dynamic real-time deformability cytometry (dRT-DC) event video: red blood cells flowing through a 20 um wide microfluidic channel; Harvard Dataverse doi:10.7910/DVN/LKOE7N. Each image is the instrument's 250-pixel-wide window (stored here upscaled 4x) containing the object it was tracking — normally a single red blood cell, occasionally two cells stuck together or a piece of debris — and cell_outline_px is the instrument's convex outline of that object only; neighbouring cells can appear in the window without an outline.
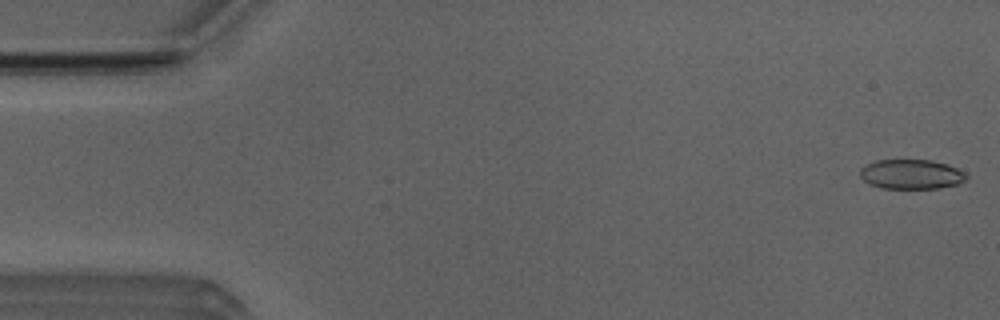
{"species": "Egyptian fruit bat (a non-hibernating species)", "species_latin": "Rousettus aegyptiacus", "temperature_condition": "room temperature", "stored_images_in_passage": 51, "camera_frame_rate_fps": 3000, "um_per_image_px": 0.085, "animal": {"sex": "male"}, "frame": {"image": 1, "passage_image": 1, "time_ms": 0.0, "image_size_px": [1000, 320], "cell_outline_px": [[968, 176], [964, 180], [956, 184], [940, 188], [880, 188], [868, 184], [860, 176], [860, 168], [876, 160], [932, 160], [948, 164], [964, 172]], "centroid_in_image_um": [77.44, 14.81], "position_along_channel_um": 7.6, "area_um2": 18.32}}
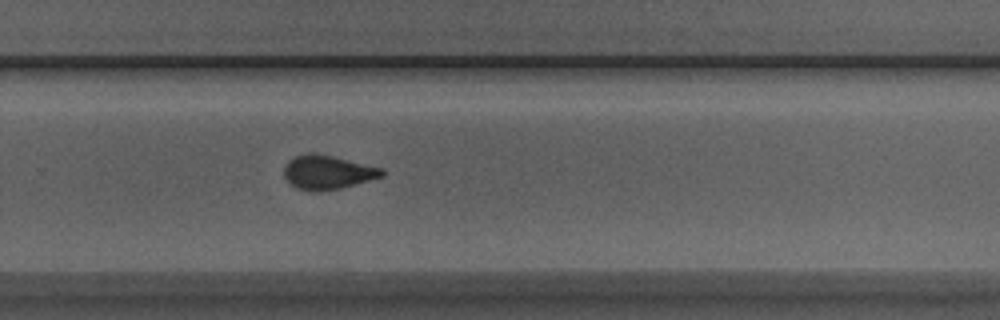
{"frame": {"image": 2, "passage_image": 33, "time_ms": 10.667, "image_size_px": [1000, 320], "cell_outline_px": [[384, 176], [340, 188], [320, 192], [312, 192], [296, 188], [288, 184], [284, 176], [284, 168], [288, 160], [296, 156], [308, 152], [312, 152], [332, 156], [384, 168]], "centroid_in_image_um": [27.81, 14.65], "position_along_channel_um": 302.0, "area_um2": 19.59}}
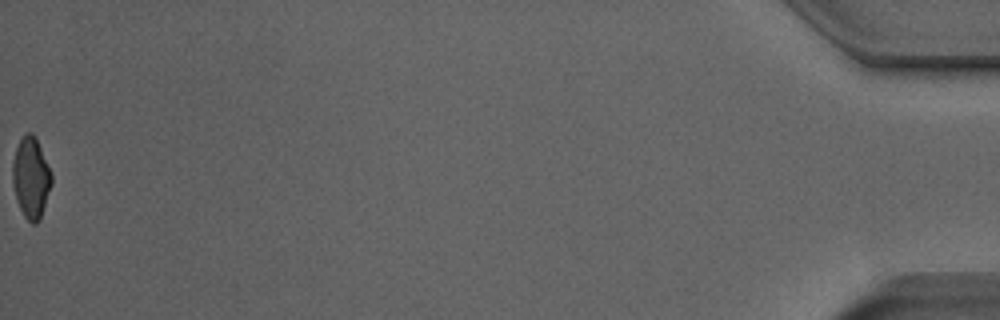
{"frame": {"image": 3, "passage_image": 51, "time_ms": 16.667, "image_size_px": [1000, 320], "cell_outline_px": [[52, 184], [40, 220], [36, 224], [32, 224], [24, 216], [16, 200], [12, 184], [12, 164], [16, 148], [24, 132], [32, 132], [36, 136], [52, 172]], "centroid_in_image_um": [2.64, 15.09], "position_along_channel_um": 432.6, "area_um2": 18.79}, "authors_computed_cell_mechanics": {"area_um2": 19.2474, "velocity_mm_per_s": 4.0016, "shape_relaxation_time_tau1_ms": 5.7125, "shape_relaxation_time_tau2_ms": 1.39, "deformation_change_tau1": 0.1392, "deformation_change_tau2": 0.0776}}